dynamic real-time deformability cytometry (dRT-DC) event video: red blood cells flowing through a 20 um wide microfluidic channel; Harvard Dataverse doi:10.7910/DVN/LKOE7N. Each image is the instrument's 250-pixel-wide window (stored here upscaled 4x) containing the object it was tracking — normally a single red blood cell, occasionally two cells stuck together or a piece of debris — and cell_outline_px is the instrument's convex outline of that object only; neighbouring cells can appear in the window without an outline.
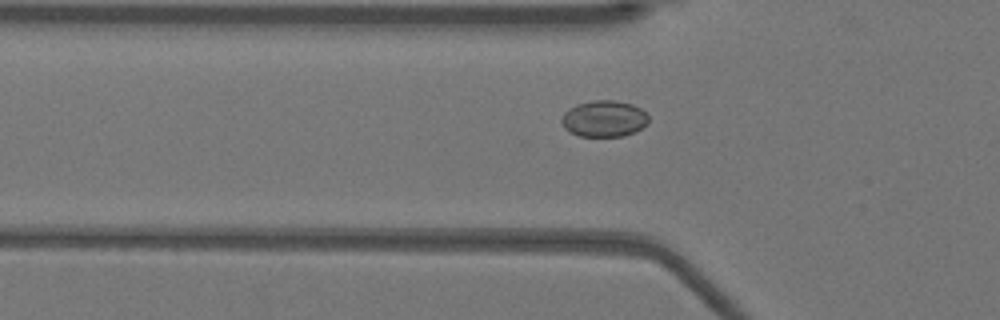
{"species": "Egyptian fruit bat (a non-hibernating species)", "species_latin": "Rousettus aegyptiacus", "temperature_condition": "warm", "stored_images_in_passage": 44, "camera_frame_rate_fps": 3000, "um_per_image_px": 0.085, "animal": {"sex": "female"}, "frame": {"image": 1, "passage_image": 17, "time_ms": 5.333, "image_size_px": [1000, 320], "cell_outline_px": [[648, 124], [636, 132], [624, 136], [580, 136], [568, 132], [564, 128], [560, 120], [564, 112], [568, 108], [576, 104], [592, 100], [616, 100], [632, 104], [640, 108], [648, 116]], "centroid_in_image_um": [51.33, 10.09], "position_along_channel_um": 74.5, "area_um2": 18.73}}
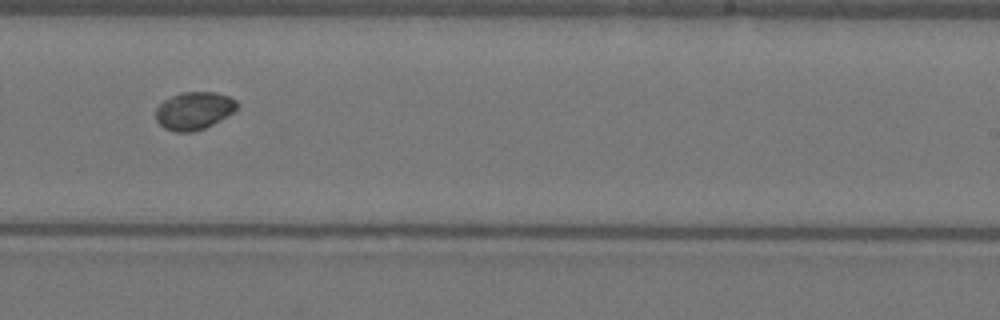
{"frame": {"image": 2, "passage_image": 32, "time_ms": 10.333, "image_size_px": [1000, 320], "cell_outline_px": [[236, 108], [232, 112], [212, 124], [204, 128], [192, 132], [172, 132], [164, 128], [156, 120], [156, 108], [164, 100], [180, 92], [216, 92], [228, 96], [236, 100]], "centroid_in_image_um": [16.45, 9.41], "position_along_channel_um": 272.6, "area_um2": 17.69}}
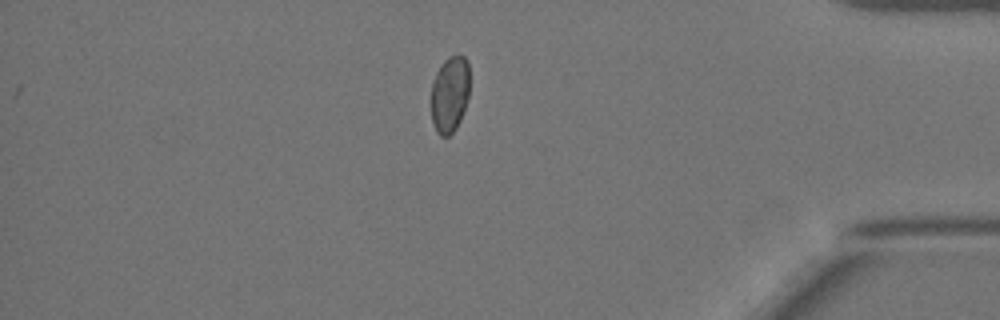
{"frame": {"image": 3, "passage_image": 44, "time_ms": 14.333, "image_size_px": [1000, 320], "cell_outline_px": [[468, 96], [460, 120], [456, 128], [448, 136], [440, 136], [436, 132], [432, 124], [432, 84], [436, 72], [440, 64], [448, 56], [464, 56], [468, 64]], "centroid_in_image_um": [38.21, 8.02], "position_along_channel_um": 397.0, "area_um2": 16.99}}